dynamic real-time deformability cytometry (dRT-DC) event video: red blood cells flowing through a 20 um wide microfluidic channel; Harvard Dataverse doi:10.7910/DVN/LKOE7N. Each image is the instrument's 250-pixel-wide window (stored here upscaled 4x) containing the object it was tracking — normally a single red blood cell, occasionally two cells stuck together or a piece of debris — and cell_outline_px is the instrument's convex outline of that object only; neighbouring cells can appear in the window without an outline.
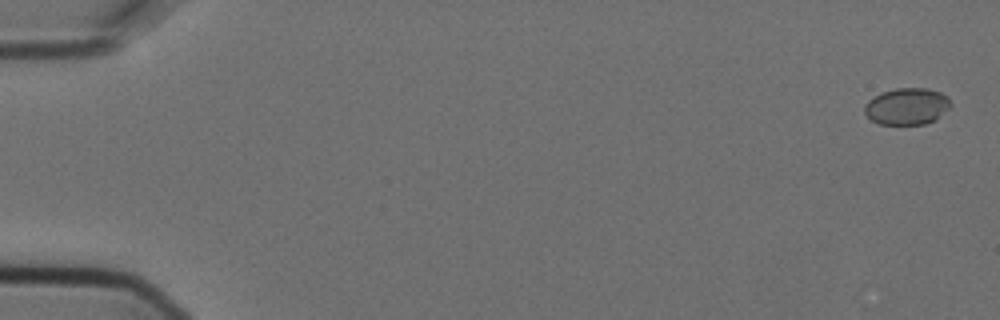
{"species": "Egyptian fruit bat (a non-hibernating species)", "species_latin": "Rousettus aegyptiacus", "temperature_condition": "cold", "stored_images_in_passage": 8, "camera_frame_rate_fps": 3000, "um_per_image_px": 0.085, "animal": {"sex": "female"}, "frame": {"image": 1, "passage_image": 1, "time_ms": 0.0, "image_size_px": [1000, 320], "cell_outline_px": [[952, 104], [936, 120], [924, 124], [880, 124], [872, 120], [864, 112], [864, 108], [868, 100], [884, 92], [896, 88], [928, 88], [940, 92], [948, 96]], "centroid_in_image_um": [77.12, 9.04], "position_along_channel_um": 7.9, "area_um2": 18.32}}
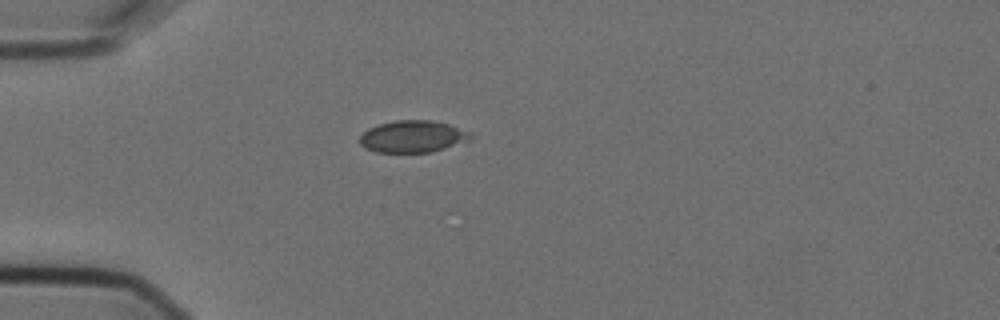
{"frame": {"image": 2, "passage_image": 4, "time_ms": 1.0, "image_size_px": [1000, 320], "cell_outline_px": [[476, 136], [472, 140], [432, 152], [376, 152], [364, 148], [360, 144], [360, 136], [368, 128], [380, 124], [396, 120], [432, 120], [448, 124], [468, 132]], "centroid_in_image_um": [35.1, 11.61], "position_along_channel_um": 49.9, "area_um2": 20.69}}